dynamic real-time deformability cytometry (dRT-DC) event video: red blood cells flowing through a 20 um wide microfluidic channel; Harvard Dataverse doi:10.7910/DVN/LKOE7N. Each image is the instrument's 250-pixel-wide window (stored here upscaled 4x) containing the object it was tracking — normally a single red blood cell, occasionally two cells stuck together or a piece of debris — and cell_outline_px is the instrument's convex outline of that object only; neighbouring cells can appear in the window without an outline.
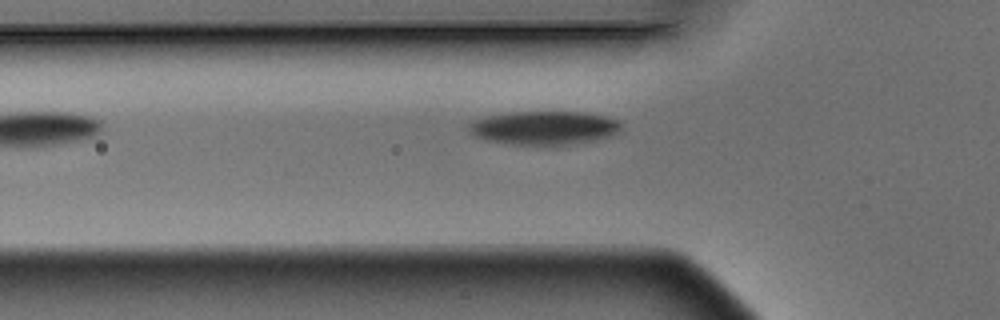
{"species": "Egyptian fruit bat (a non-hibernating species)", "species_latin": "Rousettus aegyptiacus", "temperature_condition": "warm", "stored_images_in_passage": 3, "camera_frame_rate_fps": 3000, "um_per_image_px": 0.085, "animal": {"sex": "male"}, "frame": {"image": 1, "passage_image": 3, "time_ms": 0.667, "image_size_px": [1000, 320], "cell_outline_px": [[620, 128], [616, 136], [564, 144], [516, 144], [488, 140], [472, 136], [468, 132], [468, 124], [476, 120], [488, 116], [512, 112], [580, 112], [604, 116], [620, 120]], "centroid_in_image_um": [46.25, 10.85], "position_along_channel_um": 79.6, "area_um2": 29.42}}